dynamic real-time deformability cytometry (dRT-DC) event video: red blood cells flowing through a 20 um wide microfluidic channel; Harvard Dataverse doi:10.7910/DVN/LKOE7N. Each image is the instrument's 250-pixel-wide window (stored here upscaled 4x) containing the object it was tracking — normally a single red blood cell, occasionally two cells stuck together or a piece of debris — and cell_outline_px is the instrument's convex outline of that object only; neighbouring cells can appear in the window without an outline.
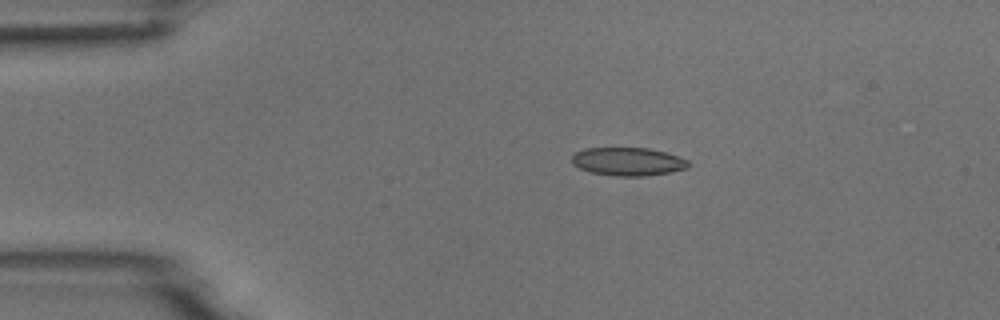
{"species": "common noctule bat (a hibernating species)", "species_latin": "Nyctalus noctula", "temperature_condition": "room temperature", "stored_images_in_passage": 4, "camera_frame_rate_fps": 3000, "um_per_image_px": 0.085, "animal": {"sex": "male", "body_mass_g": 18.8}, "frame": {"image": 1, "passage_image": 2, "time_ms": 1.0, "image_size_px": [1000, 320], "cell_outline_px": [[692, 164], [688, 168], [668, 172], [644, 176], [616, 176], [592, 172], [580, 168], [572, 164], [572, 156], [576, 152], [584, 148], [648, 148], [664, 152], [688, 160]], "centroid_in_image_um": [53.38, 13.73], "position_along_channel_um": 31.6, "area_um2": 19.02}}
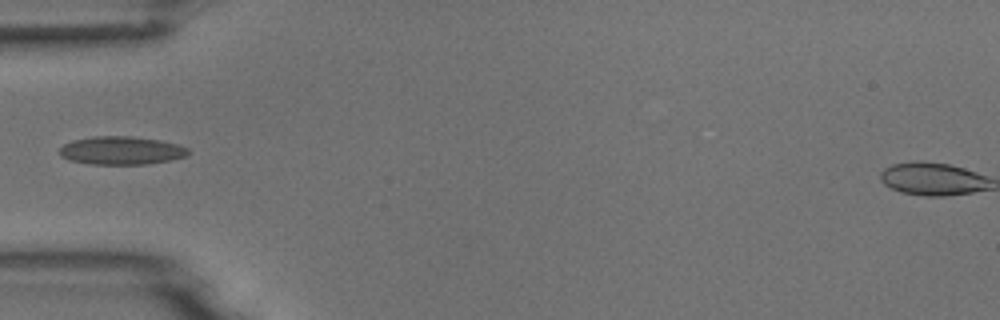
{"frame": {"image": 2, "passage_image": 4, "time_ms": 3.333, "image_size_px": [1000, 320], "cell_outline_px": [[188, 152], [184, 156], [168, 160], [148, 164], [92, 164], [68, 160], [60, 156], [60, 148], [64, 144], [72, 140], [92, 136], [132, 136], [160, 140], [176, 144], [188, 148]], "centroid_in_image_um": [10.26, 12.78], "position_along_channel_um": 74.7, "area_um2": 21.04}}